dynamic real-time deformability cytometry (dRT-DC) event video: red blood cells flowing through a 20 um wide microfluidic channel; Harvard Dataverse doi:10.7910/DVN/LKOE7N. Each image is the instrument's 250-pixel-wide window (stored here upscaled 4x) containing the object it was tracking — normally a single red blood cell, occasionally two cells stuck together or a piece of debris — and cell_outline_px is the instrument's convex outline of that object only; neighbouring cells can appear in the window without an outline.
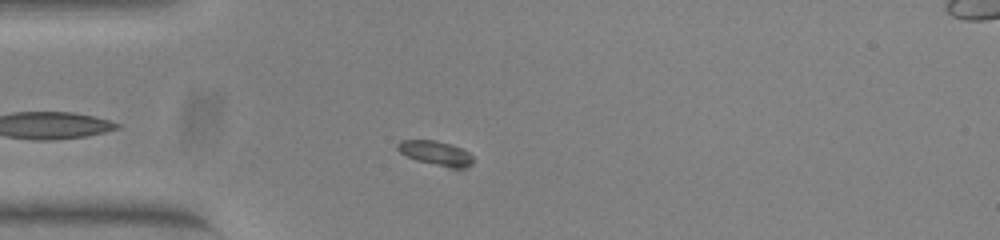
{"species": "common noctule bat (a hibernating species)", "species_latin": "Nyctalus noctula", "temperature_condition": "warm", "stored_images_in_passage": 21, "camera_frame_rate_fps": 3000, "um_per_image_px": 0.085, "animal": {"sex": "female", "body_mass_g": 23.0, "forearm_length_mm": 53.4}, "frame": {"image": 1, "passage_image": 5, "time_ms": 1.333, "image_size_px": [1000, 240], "cell_outline_px": [[476, 160], [468, 168], [448, 168], [416, 160], [400, 152], [396, 148], [396, 144], [400, 140], [436, 140], [452, 144], [468, 152]], "centroid_in_image_um": [37.08, 13.02], "position_along_channel_um": 47.9, "area_um2": 10.98}}